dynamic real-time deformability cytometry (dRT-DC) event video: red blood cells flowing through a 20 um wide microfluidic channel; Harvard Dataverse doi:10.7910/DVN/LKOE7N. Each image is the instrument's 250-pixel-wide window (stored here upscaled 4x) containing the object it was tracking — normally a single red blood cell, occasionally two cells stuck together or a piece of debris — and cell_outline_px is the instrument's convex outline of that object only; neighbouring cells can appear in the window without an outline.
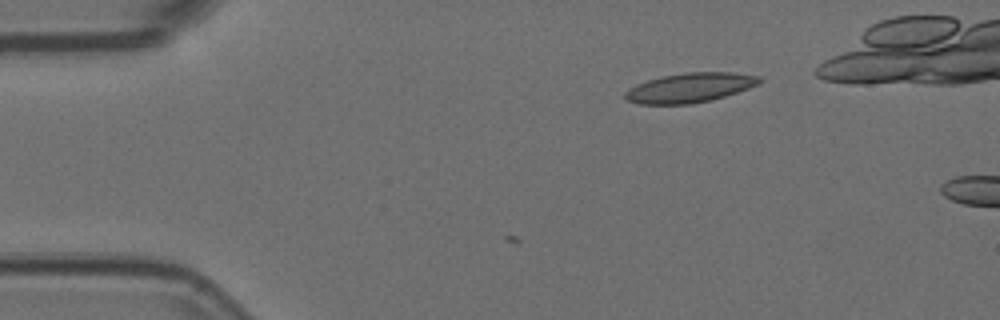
{"species": "Egyptian fruit bat (a non-hibernating species)", "species_latin": "Rousettus aegyptiacus", "temperature_condition": "room temperature", "stored_images_in_passage": 4, "camera_frame_rate_fps": 3000, "um_per_image_px": 0.085, "animal": {"sex": "female"}, "frame": {"image": 1, "passage_image": 4, "time_ms": 1.0, "image_size_px": [1000, 320], "cell_outline_px": [[764, 80], [760, 84], [712, 100], [692, 104], [640, 104], [628, 100], [624, 96], [624, 92], [628, 88], [636, 84], [648, 80], [664, 76], [684, 72], [732, 72], [760, 76]], "centroid_in_image_um": [58.66, 7.45], "position_along_channel_um": 26.3, "area_um2": 23.18}}